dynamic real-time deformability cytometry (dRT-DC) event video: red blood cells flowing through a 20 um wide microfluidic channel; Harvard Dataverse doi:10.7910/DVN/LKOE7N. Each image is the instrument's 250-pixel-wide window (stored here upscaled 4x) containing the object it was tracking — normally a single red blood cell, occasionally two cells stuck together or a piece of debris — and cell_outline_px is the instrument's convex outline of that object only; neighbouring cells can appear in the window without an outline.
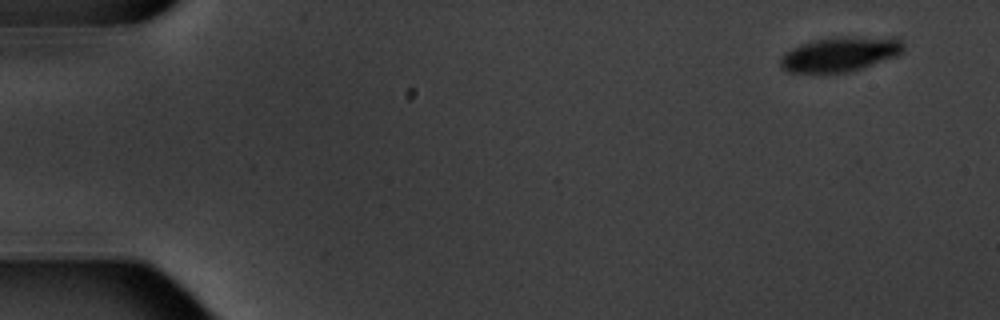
{"species": "common noctule bat (a hibernating species)", "species_latin": "Nyctalus noctula", "temperature_condition": "warm", "stored_images_in_passage": 5, "camera_frame_rate_fps": 3000, "um_per_image_px": 0.085, "animal": {"sex": "male", "body_mass_g": 20.1, "forearm_length_mm": 53.5}, "frame": {"image": 1, "passage_image": 1, "time_ms": 0.0, "image_size_px": [1000, 320], "cell_outline_px": [[904, 48], [896, 56], [848, 72], [788, 72], [780, 64], [780, 60], [792, 48], [800, 44], [816, 40], [836, 36], [896, 36], [904, 44]], "centroid_in_image_um": [71.47, 4.56], "position_along_channel_um": 13.5, "area_um2": 24.74}}
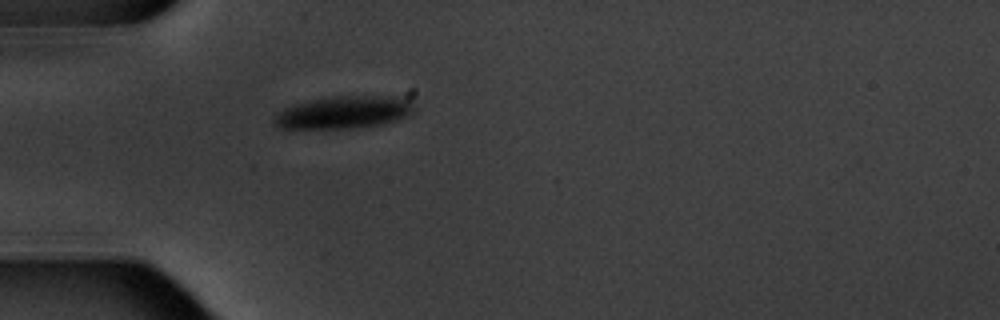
{"frame": {"image": 2, "passage_image": 5, "time_ms": 4.667, "image_size_px": [1000, 320], "cell_outline_px": [[416, 112], [396, 120], [380, 124], [352, 128], [280, 128], [272, 124], [272, 120], [284, 108], [308, 100], [332, 96], [408, 96], [416, 108]], "centroid_in_image_um": [29.29, 9.53], "position_along_channel_um": 55.7, "area_um2": 26.7}}